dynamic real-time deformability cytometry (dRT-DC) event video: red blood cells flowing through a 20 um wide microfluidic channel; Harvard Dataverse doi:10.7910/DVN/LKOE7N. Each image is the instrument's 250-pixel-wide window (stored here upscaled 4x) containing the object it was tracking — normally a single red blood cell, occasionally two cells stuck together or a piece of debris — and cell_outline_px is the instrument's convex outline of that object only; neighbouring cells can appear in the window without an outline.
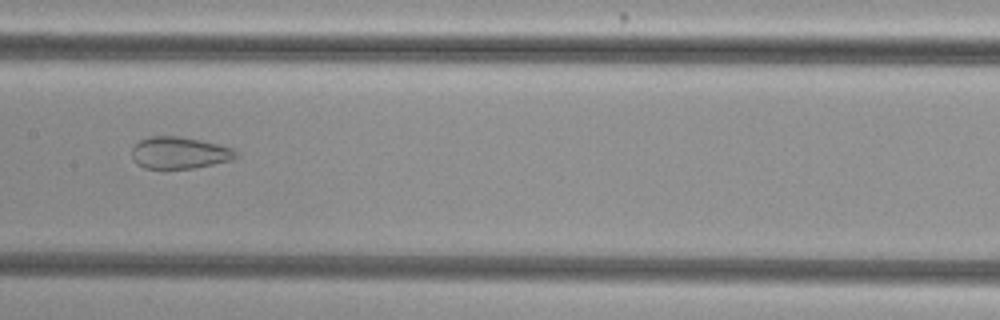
{"species": "common noctule bat (a hibernating species)", "species_latin": "Nyctalus noctula", "temperature_condition": "cold", "stored_images_in_passage": 49, "camera_frame_rate_fps": 3000, "um_per_image_px": 0.085, "animal": {"sex": "female", "body_mass_g": 29.2, "forearm_length_mm": 56.3}, "frame": {"image": 1, "passage_image": 28, "time_ms": 9.0, "image_size_px": [1000, 320], "cell_outline_px": [[240, 156], [232, 160], [192, 168], [144, 168], [136, 164], [132, 160], [132, 148], [140, 140], [148, 136], [180, 136], [200, 140], [232, 148], [240, 152]], "centroid_in_image_um": [15.25, 12.98], "position_along_channel_um": 192.1, "area_um2": 19.42}}
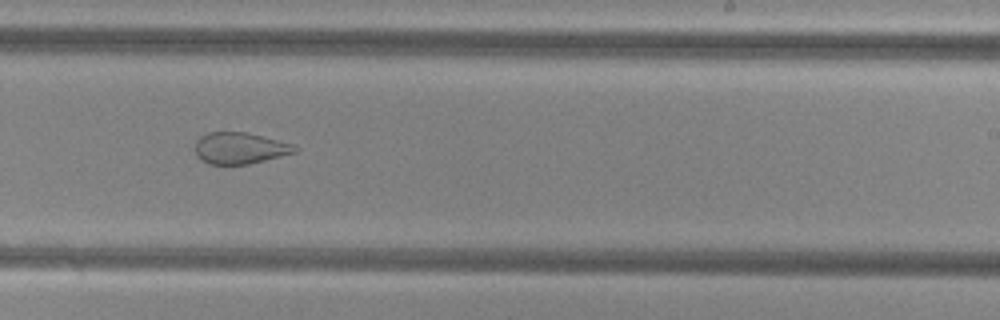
{"frame": {"image": 2, "passage_image": 34, "time_ms": 11.0, "image_size_px": [1000, 320], "cell_outline_px": [[300, 148], [296, 152], [248, 164], [208, 164], [196, 156], [196, 140], [200, 136], [208, 132], [244, 132], [292, 144]], "centroid_in_image_um": [20.36, 12.59], "position_along_channel_um": 268.6, "area_um2": 18.03}}
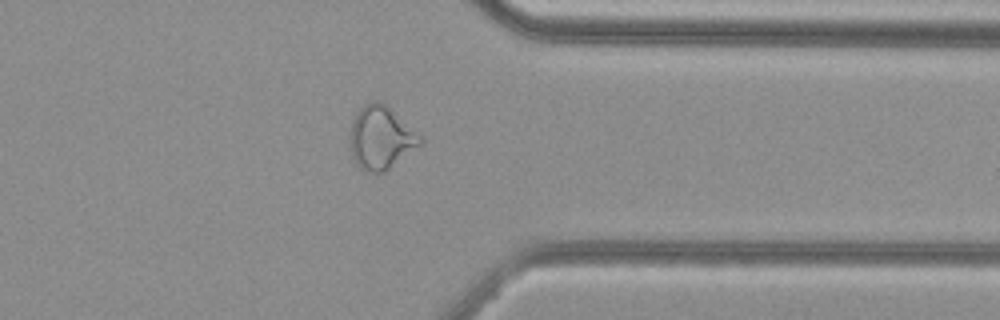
{"frame": {"image": 3, "passage_image": 43, "time_ms": 14.0, "image_size_px": [1000, 320], "cell_outline_px": [[424, 140], [420, 144], [384, 172], [368, 172], [360, 168], [356, 164], [352, 156], [352, 124], [356, 112], [364, 104], [372, 100], [376, 100], [384, 104], [424, 136]], "centroid_in_image_um": [32.4, 11.69], "position_along_channel_um": 379.0, "area_um2": 25.32}, "authors_computed_cell_mechanics": {"area_um2": 26.4724, "velocity_mm_per_s": 3.832, "shape_relaxation_time_tau1_ms": null, "shape_relaxation_time_tau2_ms": 1.6226, "deformation_change_tau1": null, "deformation_change_tau2": 0.0924}}